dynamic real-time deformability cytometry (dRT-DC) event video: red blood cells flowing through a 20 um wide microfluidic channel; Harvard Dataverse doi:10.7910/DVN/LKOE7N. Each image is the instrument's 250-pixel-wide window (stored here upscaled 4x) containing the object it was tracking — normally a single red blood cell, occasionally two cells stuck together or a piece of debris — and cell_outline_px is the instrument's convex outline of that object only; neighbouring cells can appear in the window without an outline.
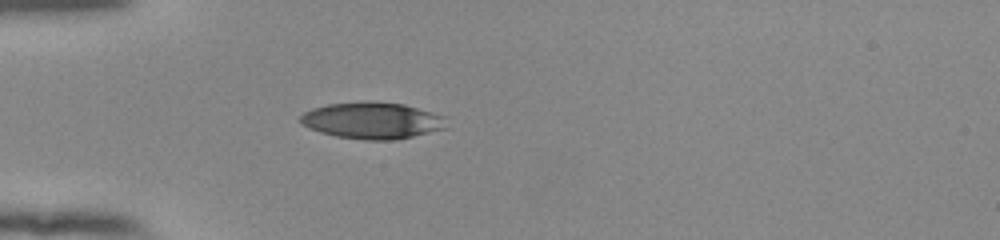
{"species": "human", "species_latin": "Homo sapiens", "temperature_condition": "room temperature", "stored_images_in_passage": 38, "camera_frame_rate_fps": 3000, "um_per_image_px": 0.085, "donor": {"sex": "female"}, "frame": {"image": 1, "passage_image": 1, "time_ms": 0.0, "image_size_px": [1000, 240], "cell_outline_px": [[448, 128], [396, 140], [364, 140], [336, 136], [320, 132], [308, 128], [300, 124], [300, 116], [304, 112], [312, 108], [328, 104], [404, 104], [448, 116]], "centroid_in_image_um": [31.71, 10.29], "position_along_channel_um": 53.3, "area_um2": 30.69}}
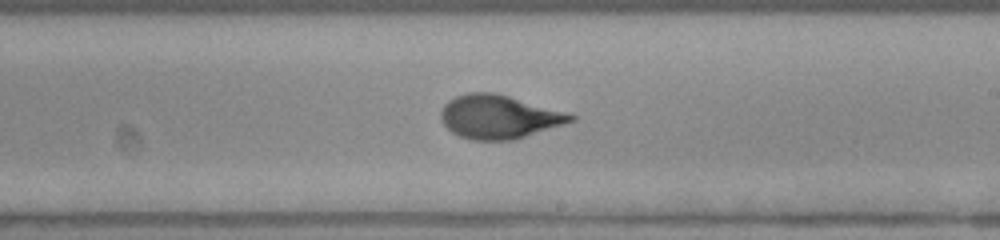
{"frame": {"image": 2, "passage_image": 17, "time_ms": 5.333, "image_size_px": [1000, 240], "cell_outline_px": [[576, 120], [516, 140], [472, 140], [460, 136], [452, 132], [440, 120], [440, 112], [444, 104], [448, 100], [456, 96], [468, 92], [492, 92], [508, 96], [564, 112], [576, 116]], "centroid_in_image_um": [42.37, 9.94], "position_along_channel_um": 246.6, "area_um2": 32.83}}
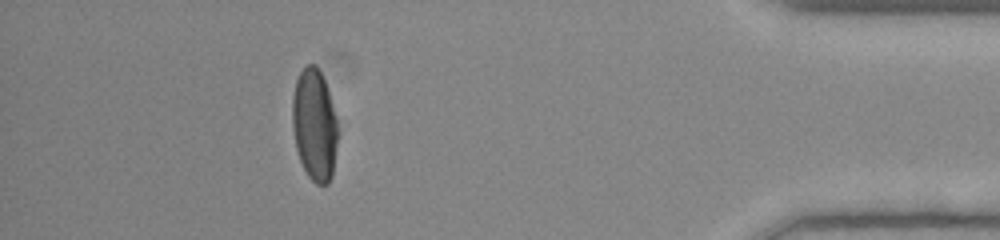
{"frame": {"image": 3, "passage_image": 33, "time_ms": 10.667, "image_size_px": [1000, 240], "cell_outline_px": [[336, 144], [332, 176], [328, 184], [316, 184], [308, 176], [300, 160], [296, 148], [292, 128], [292, 96], [296, 80], [304, 64], [316, 64], [324, 80], [328, 92], [336, 120]], "centroid_in_image_um": [26.69, 10.6], "position_along_channel_um": 408.5, "area_um2": 29.3}, "authors_computed_cell_mechanics": {"area_um2": 32.6281, "velocity_mm_per_s": 3.8705, "shape_relaxation_time_tau1_ms": 4.583, "shape_relaxation_time_tau2_ms": 0.7639, "deformation_change_tau1": 0.2027, "deformation_change_tau2": 0.0689}}